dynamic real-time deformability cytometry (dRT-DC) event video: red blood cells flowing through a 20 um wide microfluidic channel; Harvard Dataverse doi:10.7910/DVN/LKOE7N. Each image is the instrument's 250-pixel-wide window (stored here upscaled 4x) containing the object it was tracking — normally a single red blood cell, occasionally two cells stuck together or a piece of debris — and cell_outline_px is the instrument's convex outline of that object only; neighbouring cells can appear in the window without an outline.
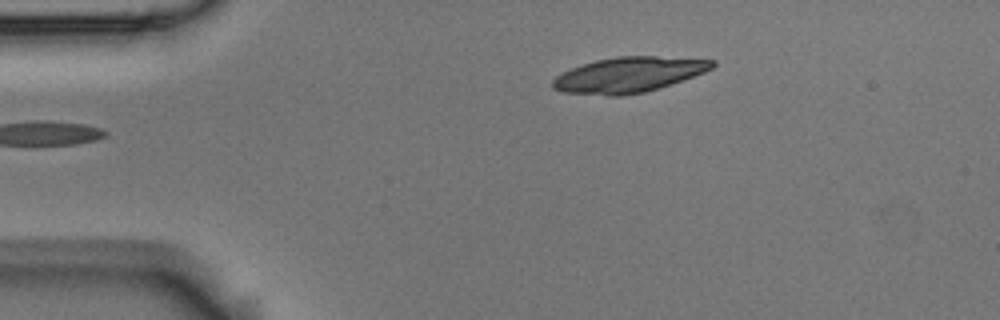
{"species": "Egyptian fruit bat (a non-hibernating species)", "species_latin": "Rousettus aegyptiacus", "temperature_condition": "room temperature", "stored_images_in_passage": 6, "camera_frame_rate_fps": 3000, "um_per_image_px": 0.085, "animal": {"sex": "male"}, "frame": {"image": 1, "passage_image": 6, "time_ms": 1.667, "image_size_px": [1000, 320], "cell_outline_px": [[716, 64], [712, 68], [704, 72], [672, 84], [644, 92], [620, 96], [608, 96], [564, 92], [552, 88], [552, 80], [556, 76], [572, 68], [596, 60], [616, 56], [656, 56], [716, 60]], "centroid_in_image_um": [53.44, 6.35], "position_along_channel_um": 31.6, "area_um2": 32.71}}